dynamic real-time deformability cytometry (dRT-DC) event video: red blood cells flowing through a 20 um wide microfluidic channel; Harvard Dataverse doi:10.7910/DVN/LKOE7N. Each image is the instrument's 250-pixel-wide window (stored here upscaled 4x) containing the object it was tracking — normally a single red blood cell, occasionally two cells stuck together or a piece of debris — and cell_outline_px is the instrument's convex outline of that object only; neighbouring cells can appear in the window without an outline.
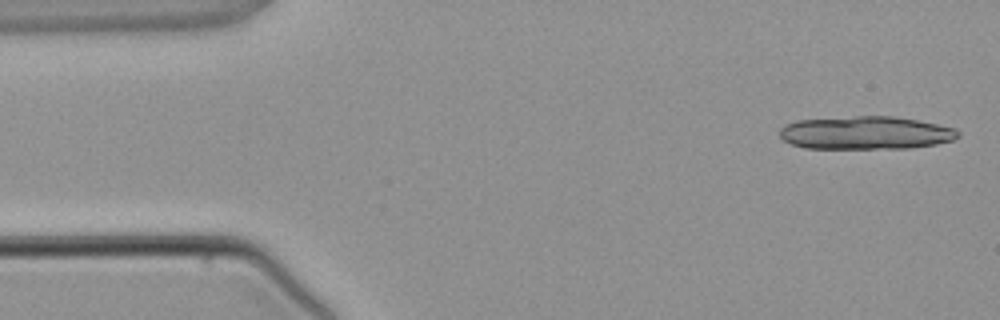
{"species": "common noctule bat (a hibernating species)", "species_latin": "Nyctalus noctula", "temperature_condition": "warm", "stored_images_in_passage": 5, "camera_frame_rate_fps": 3000, "um_per_image_px": 0.085, "animal": {"sex": "male", "body_mass_g": 21.5, "forearm_length_mm": 52.0}, "frame": {"image": 1, "passage_image": 1, "time_ms": 0.0, "image_size_px": [1000, 320], "cell_outline_px": [[960, 136], [952, 140], [936, 144], [912, 148], [804, 148], [792, 144], [784, 140], [780, 136], [780, 128], [784, 124], [796, 120], [856, 116], [892, 116], [916, 120], [956, 128], [960, 132]], "centroid_in_image_um": [73.58, 11.29], "position_along_channel_um": 11.4, "area_um2": 34.45}}
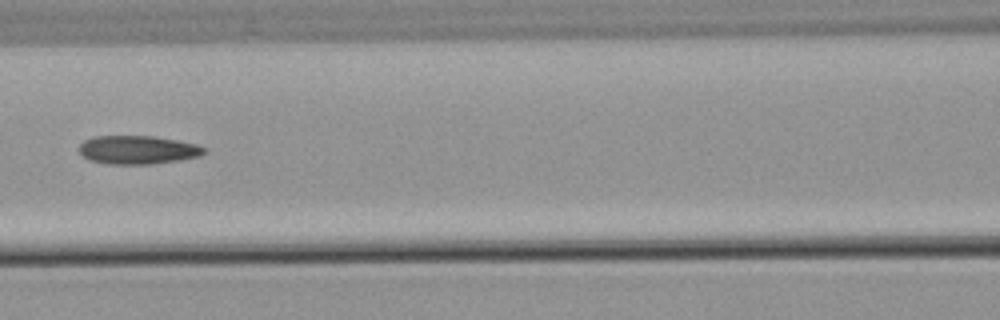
{"frame": {"image": 2, "passage_image": 5, "time_ms": 5.667, "image_size_px": [1000, 320], "cell_outline_px": [[208, 152], [200, 156], [180, 160], [152, 164], [108, 164], [88, 160], [80, 152], [80, 144], [84, 140], [92, 136], [152, 136], [176, 140], [196, 144], [204, 148]], "centroid_in_image_um": [11.71, 12.74], "position_along_channel_um": 154.9, "area_um2": 20.81}}